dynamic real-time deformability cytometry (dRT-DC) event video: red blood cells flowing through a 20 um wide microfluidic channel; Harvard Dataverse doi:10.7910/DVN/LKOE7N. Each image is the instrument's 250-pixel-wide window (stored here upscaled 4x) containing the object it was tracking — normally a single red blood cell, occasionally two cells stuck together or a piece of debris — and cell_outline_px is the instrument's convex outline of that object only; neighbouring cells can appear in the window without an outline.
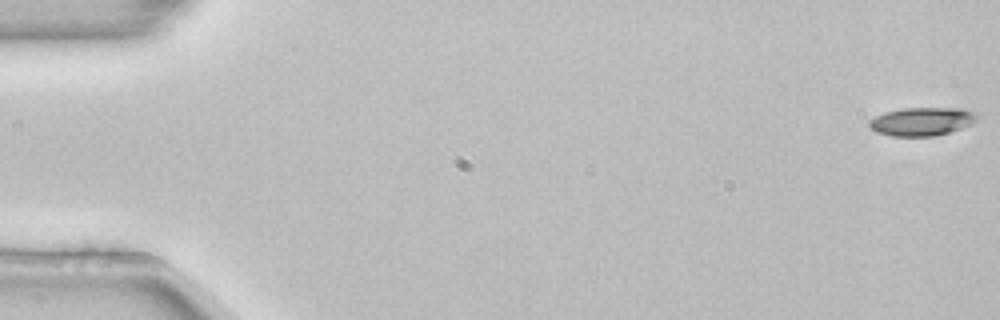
{"species": "common noctule bat (a hibernating species)", "species_latin": "Nyctalus noctula", "temperature_condition": "room temperature", "stored_images_in_passage": 54, "camera_frame_rate_fps": 3000, "um_per_image_px": 0.085, "animal": {"sex": "female", "body_mass_g": 22.7, "forearm_length_mm": 54.2}, "frame": {"image": 1, "passage_image": 1, "time_ms": 0.0, "image_size_px": [1000, 320], "cell_outline_px": [[980, 116], [972, 124], [936, 136], [892, 136], [876, 132], [868, 128], [868, 120], [884, 112], [904, 108], [964, 108]], "centroid_in_image_um": [78.33, 10.32], "position_along_channel_um": 6.7, "area_um2": 17.92}}
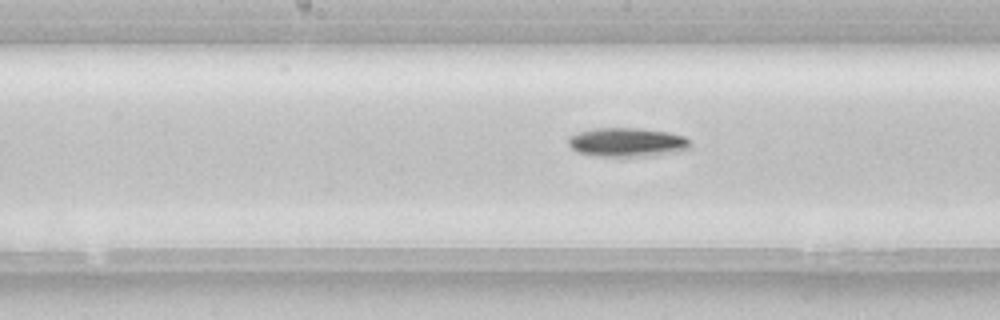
{"frame": {"image": 2, "passage_image": 28, "time_ms": 9.0, "image_size_px": [1000, 320], "cell_outline_px": [[692, 148], [680, 152], [652, 156], [600, 156], [580, 152], [572, 148], [568, 144], [568, 136], [580, 132], [596, 128], [640, 128], [668, 132], [684, 136], [688, 140]], "centroid_in_image_um": [53.36, 12.09], "position_along_channel_um": 194.8, "area_um2": 20.63}}
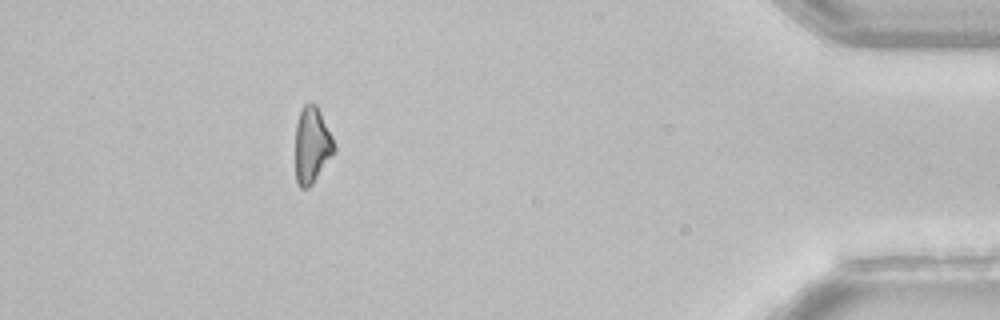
{"frame": {"image": 3, "passage_image": 49, "time_ms": 16.0, "image_size_px": [1000, 320], "cell_outline_px": [[336, 148], [312, 184], [308, 188], [300, 188], [296, 184], [296, 124], [300, 112], [304, 104], [308, 100], [316, 104], [332, 136]], "centroid_in_image_um": [26.49, 12.31], "position_along_channel_um": 408.7, "area_um2": 17.05}, "authors_computed_cell_mechanics": {"area_um2": 18.0336, "velocity_mm_per_s": 3.8631, "shape_relaxation_time_tau1_ms": 3.8171, "shape_relaxation_time_tau2_ms": null, "deformation_change_tau1": 0.1179, "deformation_change_tau2": null}}